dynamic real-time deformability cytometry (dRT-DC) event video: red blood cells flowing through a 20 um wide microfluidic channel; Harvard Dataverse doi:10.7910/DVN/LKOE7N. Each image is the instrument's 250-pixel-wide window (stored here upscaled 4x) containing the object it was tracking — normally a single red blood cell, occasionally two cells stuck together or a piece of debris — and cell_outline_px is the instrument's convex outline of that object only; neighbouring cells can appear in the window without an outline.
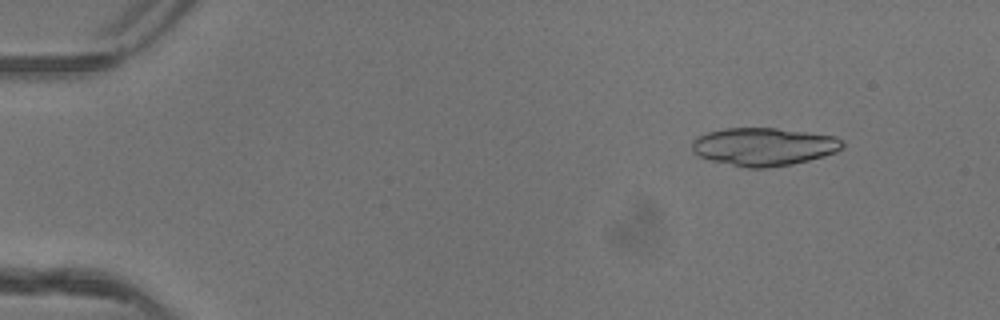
{"species": "common noctule bat (a hibernating species)", "species_latin": "Nyctalus noctula", "temperature_condition": "warm", "stored_images_in_passage": 39, "camera_frame_rate_fps": 3000, "um_per_image_px": 0.085, "animal": {"sex": "female"}, "frame": {"image": 1, "passage_image": 6, "time_ms": 1.667, "image_size_px": [1000, 320], "cell_outline_px": [[844, 148], [836, 152], [824, 156], [792, 164], [768, 168], [748, 168], [708, 160], [696, 156], [692, 152], [692, 140], [708, 132], [724, 128], [776, 128], [836, 136], [844, 140]], "centroid_in_image_um": [64.92, 12.47], "position_along_channel_um": 20.1, "area_um2": 33.58}}